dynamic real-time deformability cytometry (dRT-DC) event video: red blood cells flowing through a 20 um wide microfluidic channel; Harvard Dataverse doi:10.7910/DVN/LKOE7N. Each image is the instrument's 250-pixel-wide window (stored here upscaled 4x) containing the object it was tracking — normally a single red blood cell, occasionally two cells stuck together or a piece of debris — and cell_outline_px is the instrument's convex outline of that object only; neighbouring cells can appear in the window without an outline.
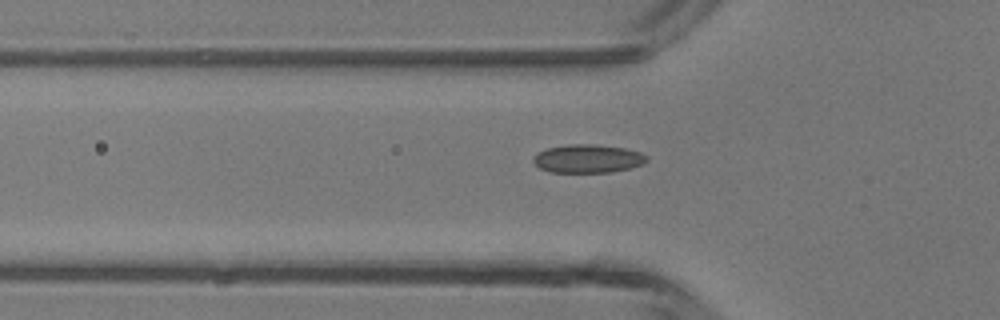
{"species": "common noctule bat (a hibernating species)", "species_latin": "Nyctalus noctula", "temperature_condition": "room temperature", "stored_images_in_passage": 34, "camera_frame_rate_fps": 3000, "um_per_image_px": 0.085, "animal": {"sex": "male", "body_mass_g": 13.3}, "frame": {"image": 1, "passage_image": 9, "time_ms": 2.667, "image_size_px": [1000, 320], "cell_outline_px": [[648, 160], [644, 164], [612, 172], [552, 172], [540, 168], [532, 160], [532, 156], [536, 152], [544, 148], [568, 144], [592, 144], [624, 148], [640, 152], [648, 156]], "centroid_in_image_um": [49.93, 13.47], "position_along_channel_um": 75.9, "area_um2": 18.9}}
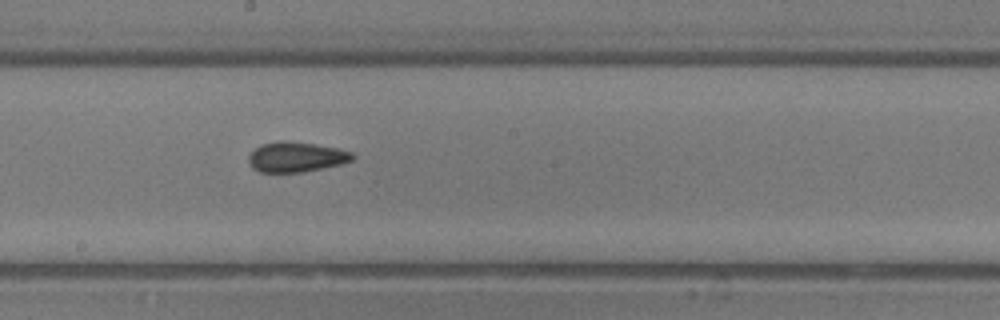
{"frame": {"image": 2, "passage_image": 19, "time_ms": 6.0, "image_size_px": [1000, 320], "cell_outline_px": [[356, 156], [352, 160], [340, 164], [300, 172], [260, 172], [252, 168], [248, 164], [248, 156], [260, 144], [280, 140], [284, 140], [316, 144], [340, 148], [352, 152]], "centroid_in_image_um": [25.16, 13.33], "position_along_channel_um": 223.0, "area_um2": 18.32}}
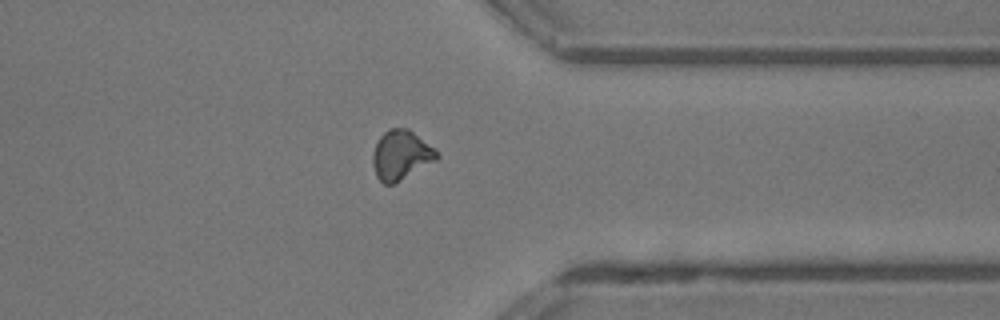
{"frame": {"image": 3, "passage_image": 30, "time_ms": 9.667, "image_size_px": [1000, 320], "cell_outline_px": [[440, 156], [436, 160], [392, 184], [384, 184], [376, 176], [372, 164], [372, 152], [380, 136], [388, 128], [408, 128], [436, 148]], "centroid_in_image_um": [34.08, 13.15], "position_along_channel_um": 377.3, "area_um2": 18.44}}